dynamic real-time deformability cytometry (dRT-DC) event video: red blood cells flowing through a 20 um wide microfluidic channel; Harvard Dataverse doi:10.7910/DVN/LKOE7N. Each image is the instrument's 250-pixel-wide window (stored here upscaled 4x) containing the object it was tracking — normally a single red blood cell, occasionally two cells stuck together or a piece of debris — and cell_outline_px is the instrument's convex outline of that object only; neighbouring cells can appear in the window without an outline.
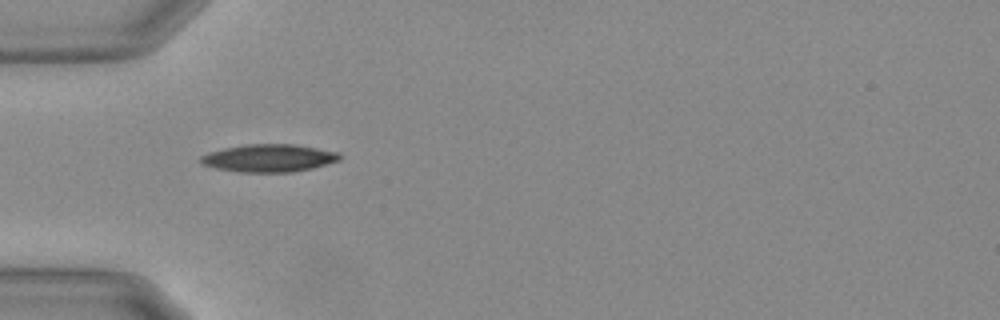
{"species": "Egyptian fruit bat (a non-hibernating species)", "species_latin": "Rousettus aegyptiacus", "temperature_condition": "warm", "stored_images_in_passage": 39, "camera_frame_rate_fps": 3000, "um_per_image_px": 0.085, "animal": {"sex": "female"}, "frame": {"image": 1, "passage_image": 1, "time_ms": 0.0, "image_size_px": [1000, 320], "cell_outline_px": [[340, 160], [312, 168], [292, 172], [240, 172], [216, 168], [200, 164], [200, 156], [208, 152], [224, 148], [244, 144], [296, 144], [340, 152]], "centroid_in_image_um": [22.85, 13.43], "position_along_channel_um": 62.2, "area_um2": 22.54}}
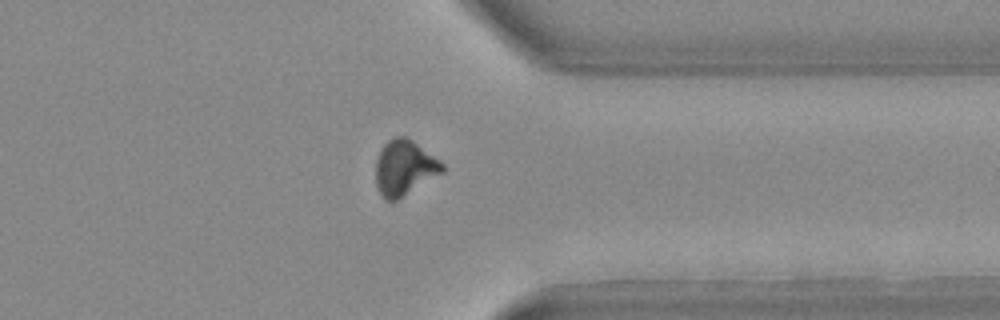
{"frame": {"image": 2, "passage_image": 27, "time_ms": 8.667, "image_size_px": [1000, 320], "cell_outline_px": [[444, 172], [396, 200], [384, 200], [376, 184], [376, 160], [384, 144], [388, 140], [396, 136], [404, 136], [412, 140], [444, 164]], "centroid_in_image_um": [34.37, 14.26], "position_along_channel_um": 377.0, "area_um2": 21.1}}
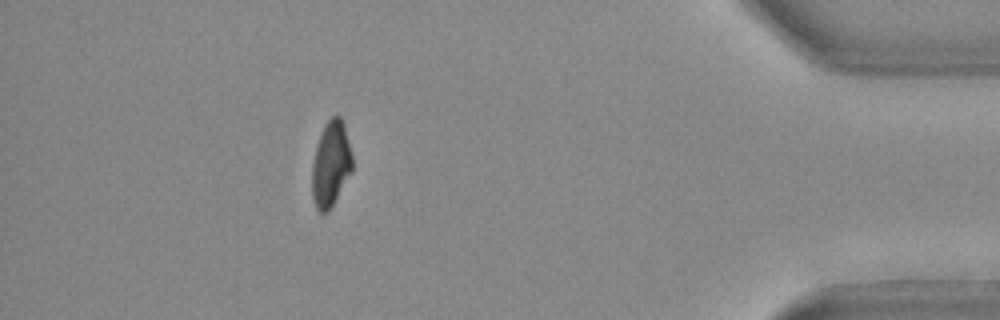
{"frame": {"image": 3, "passage_image": 33, "time_ms": 10.667, "image_size_px": [1000, 320], "cell_outline_px": [[352, 172], [328, 212], [320, 212], [316, 208], [312, 196], [312, 164], [316, 148], [324, 124], [332, 116], [340, 116], [344, 124], [352, 156]], "centroid_in_image_um": [28.12, 13.95], "position_along_channel_um": 407.1, "area_um2": 19.88}, "authors_computed_cell_mechanics": {"area_um2": 21.097, "velocity_mm_per_s": 3.7189, "shape_relaxation_time_tau1_ms": 3.1156, "shape_relaxation_time_tau2_ms": 3.0252, "deformation_change_tau1": 0.1757, "deformation_change_tau2": 0.0838}}